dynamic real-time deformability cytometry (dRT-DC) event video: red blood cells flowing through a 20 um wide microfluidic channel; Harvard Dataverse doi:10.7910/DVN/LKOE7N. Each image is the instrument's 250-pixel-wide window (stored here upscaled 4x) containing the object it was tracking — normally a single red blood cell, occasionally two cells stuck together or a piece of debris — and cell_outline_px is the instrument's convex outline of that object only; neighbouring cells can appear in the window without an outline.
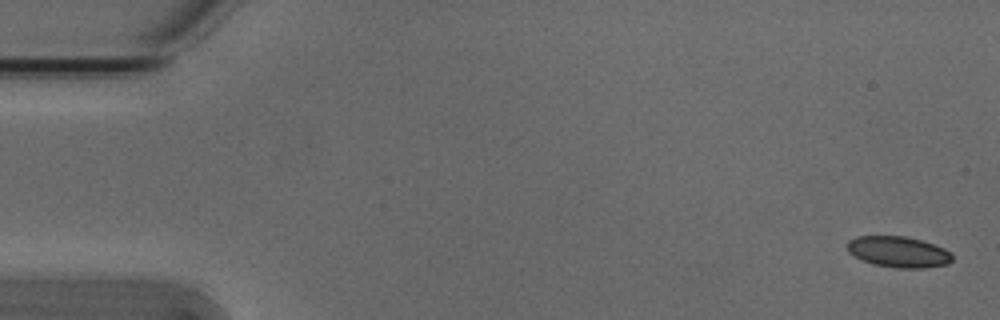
{"species": "Egyptian fruit bat (a non-hibernating species)", "species_latin": "Rousettus aegyptiacus", "temperature_condition": "cold", "stored_images_in_passage": 11, "camera_frame_rate_fps": 3000, "um_per_image_px": 0.085, "animal": {"sex": "male"}, "frame": {"image": 1, "passage_image": 1, "time_ms": 0.0, "image_size_px": [1000, 320], "cell_outline_px": [[952, 260], [948, 264], [920, 268], [896, 268], [872, 264], [848, 252], [848, 240], [856, 236], [904, 236], [920, 240], [944, 248], [952, 256]], "centroid_in_image_um": [76.35, 21.41], "position_along_channel_um": 8.7, "area_um2": 18.73}}